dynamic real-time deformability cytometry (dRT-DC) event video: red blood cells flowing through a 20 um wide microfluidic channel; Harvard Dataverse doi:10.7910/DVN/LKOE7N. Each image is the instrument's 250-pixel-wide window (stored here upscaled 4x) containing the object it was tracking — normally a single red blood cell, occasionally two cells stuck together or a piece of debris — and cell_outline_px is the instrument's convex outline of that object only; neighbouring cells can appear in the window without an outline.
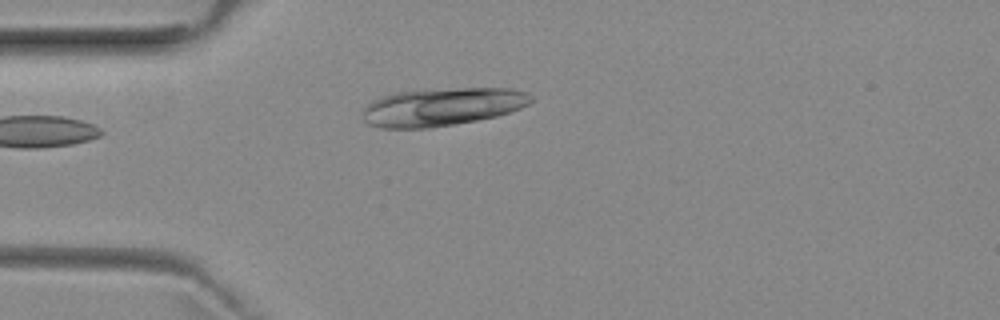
{"species": "common noctule bat (a hibernating species)", "species_latin": "Nyctalus noctula", "temperature_condition": "room temperature", "stored_images_in_passage": 22, "camera_frame_rate_fps": 3000, "um_per_image_px": 0.085, "animal": {"sex": "female", "body_mass_g": 29.2, "forearm_length_mm": 56.3}, "frame": {"image": 1, "passage_image": 1, "time_ms": 0.0, "image_size_px": [1000, 320], "cell_outline_px": [[532, 100], [528, 104], [520, 108], [496, 116], [476, 120], [428, 128], [380, 128], [368, 124], [364, 120], [364, 108], [372, 100], [396, 92], [424, 88], [512, 88], [528, 92], [532, 96]], "centroid_in_image_um": [37.58, 9.06], "position_along_channel_um": 47.4, "area_um2": 37.45}}